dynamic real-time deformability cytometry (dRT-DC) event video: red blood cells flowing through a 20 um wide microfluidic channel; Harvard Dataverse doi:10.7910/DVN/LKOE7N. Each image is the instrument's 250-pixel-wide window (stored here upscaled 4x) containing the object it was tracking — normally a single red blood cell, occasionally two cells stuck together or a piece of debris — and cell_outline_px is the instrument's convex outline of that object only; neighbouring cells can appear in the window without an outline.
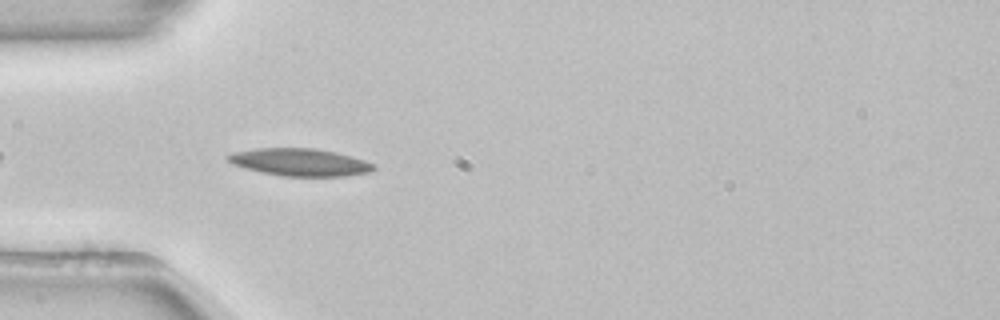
{"species": "common noctule bat (a hibernating species)", "species_latin": "Nyctalus noctula", "temperature_condition": "room temperature", "stored_images_in_passage": 8, "camera_frame_rate_fps": 3000, "um_per_image_px": 0.085, "animal": {"sex": "female", "body_mass_g": 22.7, "forearm_length_mm": 54.2}, "frame": {"image": 1, "passage_image": 4, "time_ms": 1.0, "image_size_px": [1000, 320], "cell_outline_px": [[376, 168], [368, 172], [344, 176], [284, 176], [264, 172], [232, 164], [224, 156], [232, 152], [256, 148], [316, 148], [336, 152], [352, 156], [364, 160], [372, 164]], "centroid_in_image_um": [25.47, 13.77], "position_along_channel_um": 59.5, "area_um2": 23.12}}